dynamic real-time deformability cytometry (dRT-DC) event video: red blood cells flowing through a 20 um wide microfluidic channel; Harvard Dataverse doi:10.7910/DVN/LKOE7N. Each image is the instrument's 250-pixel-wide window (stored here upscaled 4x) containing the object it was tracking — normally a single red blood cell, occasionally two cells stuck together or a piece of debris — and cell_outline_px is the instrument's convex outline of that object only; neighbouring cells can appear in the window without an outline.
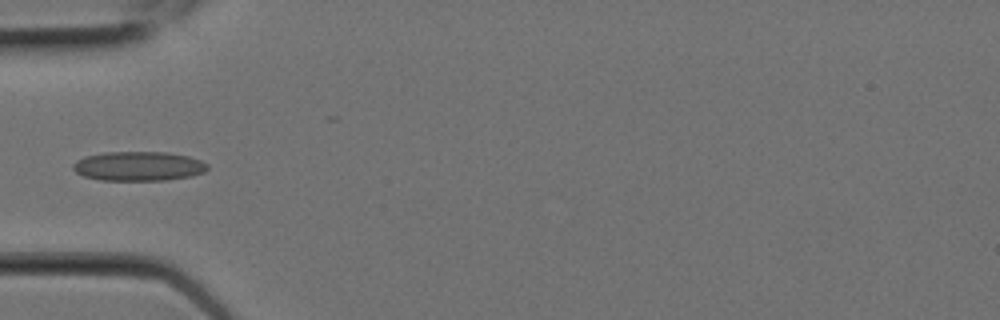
{"species": "Egyptian fruit bat (a non-hibernating species)", "species_latin": "Rousettus aegyptiacus", "temperature_condition": "room temperature", "stored_images_in_passage": 10, "camera_frame_rate_fps": 3000, "um_per_image_px": 0.085, "animal": {"sex": "female"}, "frame": {"image": 1, "passage_image": 6, "time_ms": 1.667, "image_size_px": [1000, 320], "cell_outline_px": [[208, 168], [204, 172], [192, 176], [164, 180], [100, 180], [84, 176], [76, 172], [72, 168], [72, 164], [76, 160], [84, 156], [104, 152], [168, 152], [188, 156], [200, 160], [208, 164]], "centroid_in_image_um": [11.76, 14.12], "position_along_channel_um": 73.2, "area_um2": 23.12}}
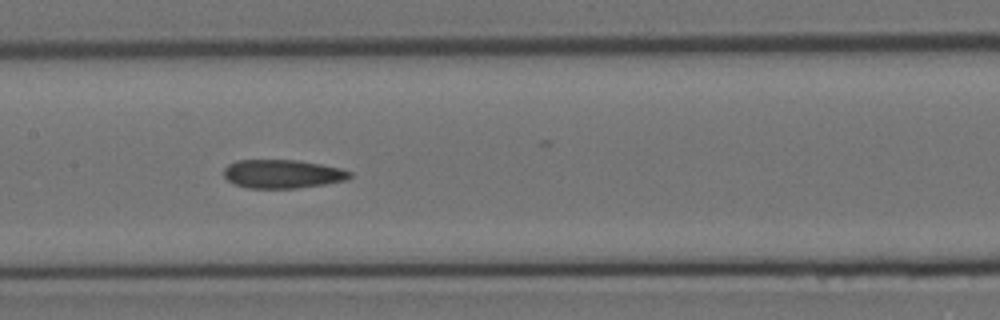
{"frame": {"image": 2, "passage_image": 9, "time_ms": 2.667, "image_size_px": [1000, 320], "cell_outline_px": [[352, 176], [348, 180], [324, 184], [296, 188], [248, 188], [236, 184], [228, 180], [224, 176], [224, 168], [228, 164], [236, 160], [296, 160], [320, 164], [340, 168], [352, 172]], "centroid_in_image_um": [24.02, 14.78], "position_along_channel_um": 183.4, "area_um2": 20.98}}
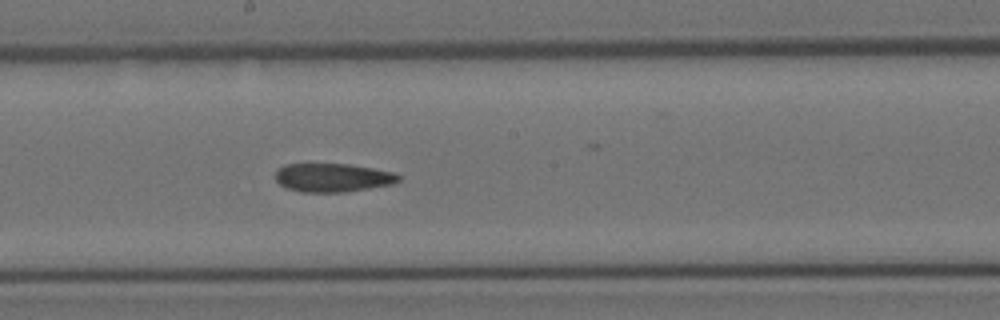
{"frame": {"image": 3, "passage_image": 10, "time_ms": 3.0, "image_size_px": [1000, 320], "cell_outline_px": [[400, 180], [392, 184], [344, 192], [300, 192], [288, 188], [280, 184], [276, 180], [276, 168], [284, 164], [348, 164], [396, 172], [400, 176]], "centroid_in_image_um": [28.27, 15.09], "position_along_channel_um": 219.9, "area_um2": 20.52}}